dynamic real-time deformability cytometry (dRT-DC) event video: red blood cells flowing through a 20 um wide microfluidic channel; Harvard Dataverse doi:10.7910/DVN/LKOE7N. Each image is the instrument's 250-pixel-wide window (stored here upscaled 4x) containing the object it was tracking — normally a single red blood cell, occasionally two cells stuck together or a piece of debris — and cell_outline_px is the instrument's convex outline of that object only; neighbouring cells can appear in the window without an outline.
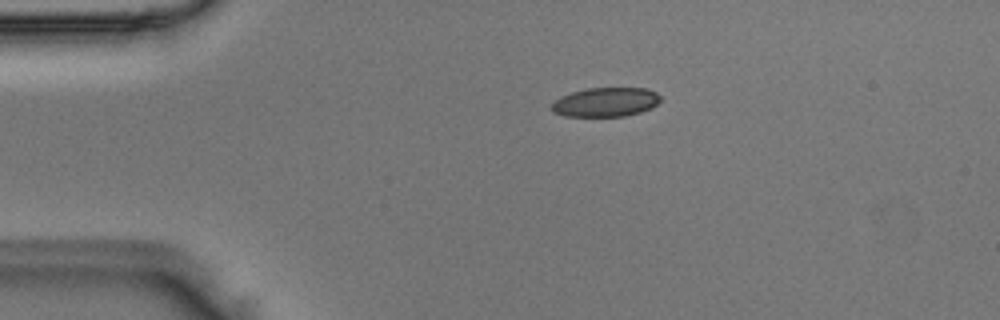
{"species": "Egyptian fruit bat (a non-hibernating species)", "species_latin": "Rousettus aegyptiacus", "temperature_condition": "room temperature", "stored_images_in_passage": 41, "camera_frame_rate_fps": 3000, "um_per_image_px": 0.085, "animal": {"sex": "male"}, "frame": {"image": 1, "passage_image": 1, "time_ms": 0.0, "image_size_px": [1000, 320], "cell_outline_px": [[660, 100], [652, 108], [640, 112], [624, 116], [564, 116], [552, 112], [552, 104], [560, 96], [572, 92], [588, 88], [648, 88], [656, 92], [660, 96]], "centroid_in_image_um": [51.48, 8.68], "position_along_channel_um": 33.5, "area_um2": 18.5}}
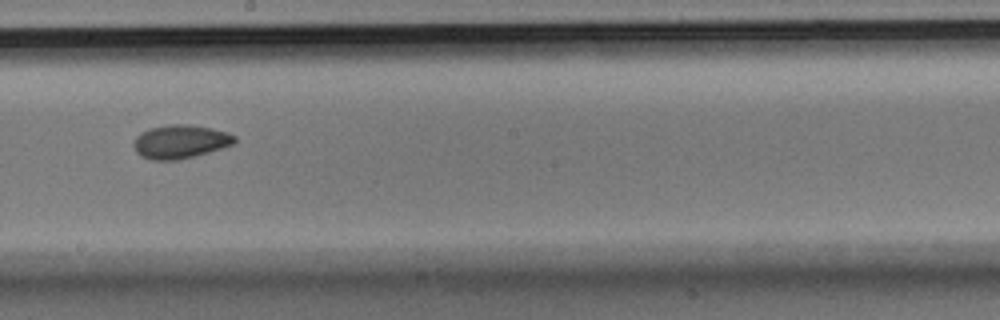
{"frame": {"image": 2, "passage_image": 19, "time_ms": 6.0, "image_size_px": [1000, 320], "cell_outline_px": [[236, 140], [232, 144], [196, 156], [180, 160], [152, 160], [140, 156], [136, 152], [132, 144], [132, 140], [140, 132], [148, 128], [168, 124], [188, 124], [212, 128], [228, 132], [236, 136]], "centroid_in_image_um": [15.27, 12.03], "position_along_channel_um": 232.9, "area_um2": 20.06}}
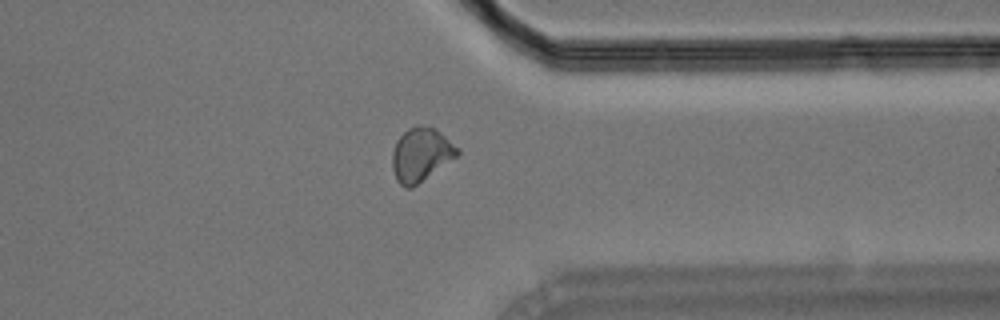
{"frame": {"image": 3, "passage_image": 30, "time_ms": 9.667, "image_size_px": [1000, 320], "cell_outline_px": [[460, 152], [456, 156], [412, 188], [404, 188], [396, 180], [392, 168], [392, 152], [396, 140], [408, 128], [416, 124], [420, 124], [436, 128], [460, 148]], "centroid_in_image_um": [35.76, 13.11], "position_along_channel_um": 375.6, "area_um2": 20.46}}